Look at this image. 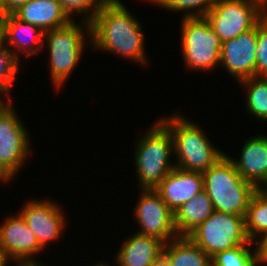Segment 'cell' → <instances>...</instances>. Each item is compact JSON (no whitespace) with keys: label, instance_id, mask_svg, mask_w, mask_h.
<instances>
[{"label":"cell","instance_id":"obj_35","mask_svg":"<svg viewBox=\"0 0 267 266\" xmlns=\"http://www.w3.org/2000/svg\"><path fill=\"white\" fill-rule=\"evenodd\" d=\"M5 13L3 11L2 5H1V0H0V20H5Z\"/></svg>","mask_w":267,"mask_h":266},{"label":"cell","instance_id":"obj_11","mask_svg":"<svg viewBox=\"0 0 267 266\" xmlns=\"http://www.w3.org/2000/svg\"><path fill=\"white\" fill-rule=\"evenodd\" d=\"M18 213L26 221L44 251L50 242L54 243L64 233L66 215L56 200H28Z\"/></svg>","mask_w":267,"mask_h":266},{"label":"cell","instance_id":"obj_28","mask_svg":"<svg viewBox=\"0 0 267 266\" xmlns=\"http://www.w3.org/2000/svg\"><path fill=\"white\" fill-rule=\"evenodd\" d=\"M149 266H173L170 256V241L165 243L163 249Z\"/></svg>","mask_w":267,"mask_h":266},{"label":"cell","instance_id":"obj_22","mask_svg":"<svg viewBox=\"0 0 267 266\" xmlns=\"http://www.w3.org/2000/svg\"><path fill=\"white\" fill-rule=\"evenodd\" d=\"M246 91V111L261 121H267V77L253 76L238 82Z\"/></svg>","mask_w":267,"mask_h":266},{"label":"cell","instance_id":"obj_26","mask_svg":"<svg viewBox=\"0 0 267 266\" xmlns=\"http://www.w3.org/2000/svg\"><path fill=\"white\" fill-rule=\"evenodd\" d=\"M61 9L71 21H75V15L83 14L81 21L91 23L101 10L104 3L101 0H57ZM75 14V15H74ZM81 14V15H80Z\"/></svg>","mask_w":267,"mask_h":266},{"label":"cell","instance_id":"obj_6","mask_svg":"<svg viewBox=\"0 0 267 266\" xmlns=\"http://www.w3.org/2000/svg\"><path fill=\"white\" fill-rule=\"evenodd\" d=\"M180 36L183 62L188 70L207 72L220 66L222 41L204 17H182Z\"/></svg>","mask_w":267,"mask_h":266},{"label":"cell","instance_id":"obj_3","mask_svg":"<svg viewBox=\"0 0 267 266\" xmlns=\"http://www.w3.org/2000/svg\"><path fill=\"white\" fill-rule=\"evenodd\" d=\"M134 162L140 189H155L174 168L173 139L169 129L155 121L135 142ZM173 162V163H172Z\"/></svg>","mask_w":267,"mask_h":266},{"label":"cell","instance_id":"obj_13","mask_svg":"<svg viewBox=\"0 0 267 266\" xmlns=\"http://www.w3.org/2000/svg\"><path fill=\"white\" fill-rule=\"evenodd\" d=\"M0 247L12 262H37L36 255L44 253L19 213L9 214L3 223H0Z\"/></svg>","mask_w":267,"mask_h":266},{"label":"cell","instance_id":"obj_12","mask_svg":"<svg viewBox=\"0 0 267 266\" xmlns=\"http://www.w3.org/2000/svg\"><path fill=\"white\" fill-rule=\"evenodd\" d=\"M257 34L258 24L237 38L222 42L220 67L237 82L257 76Z\"/></svg>","mask_w":267,"mask_h":266},{"label":"cell","instance_id":"obj_24","mask_svg":"<svg viewBox=\"0 0 267 266\" xmlns=\"http://www.w3.org/2000/svg\"><path fill=\"white\" fill-rule=\"evenodd\" d=\"M21 61L10 51L8 47L0 51V100L11 102V91L16 80ZM7 96V97H6ZM5 97V98H2ZM10 97V98H9Z\"/></svg>","mask_w":267,"mask_h":266},{"label":"cell","instance_id":"obj_25","mask_svg":"<svg viewBox=\"0 0 267 266\" xmlns=\"http://www.w3.org/2000/svg\"><path fill=\"white\" fill-rule=\"evenodd\" d=\"M160 8L183 12L182 17H203L217 0H144Z\"/></svg>","mask_w":267,"mask_h":266},{"label":"cell","instance_id":"obj_1","mask_svg":"<svg viewBox=\"0 0 267 266\" xmlns=\"http://www.w3.org/2000/svg\"><path fill=\"white\" fill-rule=\"evenodd\" d=\"M93 50L117 54L135 64L147 67L145 35L141 22L124 3L104 4L90 23Z\"/></svg>","mask_w":267,"mask_h":266},{"label":"cell","instance_id":"obj_36","mask_svg":"<svg viewBox=\"0 0 267 266\" xmlns=\"http://www.w3.org/2000/svg\"><path fill=\"white\" fill-rule=\"evenodd\" d=\"M90 266V265H89ZM91 266H111L110 264H107V262L105 263V261L104 262H96L95 264H92Z\"/></svg>","mask_w":267,"mask_h":266},{"label":"cell","instance_id":"obj_33","mask_svg":"<svg viewBox=\"0 0 267 266\" xmlns=\"http://www.w3.org/2000/svg\"><path fill=\"white\" fill-rule=\"evenodd\" d=\"M15 266H46V264L37 262H14Z\"/></svg>","mask_w":267,"mask_h":266},{"label":"cell","instance_id":"obj_20","mask_svg":"<svg viewBox=\"0 0 267 266\" xmlns=\"http://www.w3.org/2000/svg\"><path fill=\"white\" fill-rule=\"evenodd\" d=\"M245 231L251 242L267 234V192L258 189L249 202L245 217Z\"/></svg>","mask_w":267,"mask_h":266},{"label":"cell","instance_id":"obj_27","mask_svg":"<svg viewBox=\"0 0 267 266\" xmlns=\"http://www.w3.org/2000/svg\"><path fill=\"white\" fill-rule=\"evenodd\" d=\"M256 61L257 76L267 77V15L258 23Z\"/></svg>","mask_w":267,"mask_h":266},{"label":"cell","instance_id":"obj_4","mask_svg":"<svg viewBox=\"0 0 267 266\" xmlns=\"http://www.w3.org/2000/svg\"><path fill=\"white\" fill-rule=\"evenodd\" d=\"M202 174L204 190L214 210L245 217L251 197L258 189L241 177L228 154Z\"/></svg>","mask_w":267,"mask_h":266},{"label":"cell","instance_id":"obj_34","mask_svg":"<svg viewBox=\"0 0 267 266\" xmlns=\"http://www.w3.org/2000/svg\"><path fill=\"white\" fill-rule=\"evenodd\" d=\"M104 4L123 3L121 0H101Z\"/></svg>","mask_w":267,"mask_h":266},{"label":"cell","instance_id":"obj_21","mask_svg":"<svg viewBox=\"0 0 267 266\" xmlns=\"http://www.w3.org/2000/svg\"><path fill=\"white\" fill-rule=\"evenodd\" d=\"M173 266H212L211 257L188 236H177L170 241Z\"/></svg>","mask_w":267,"mask_h":266},{"label":"cell","instance_id":"obj_32","mask_svg":"<svg viewBox=\"0 0 267 266\" xmlns=\"http://www.w3.org/2000/svg\"><path fill=\"white\" fill-rule=\"evenodd\" d=\"M8 263H13L5 251H3L0 247V266H8Z\"/></svg>","mask_w":267,"mask_h":266},{"label":"cell","instance_id":"obj_2","mask_svg":"<svg viewBox=\"0 0 267 266\" xmlns=\"http://www.w3.org/2000/svg\"><path fill=\"white\" fill-rule=\"evenodd\" d=\"M159 120L171 133L176 168L203 173L225 155L197 123L179 112L162 115Z\"/></svg>","mask_w":267,"mask_h":266},{"label":"cell","instance_id":"obj_30","mask_svg":"<svg viewBox=\"0 0 267 266\" xmlns=\"http://www.w3.org/2000/svg\"><path fill=\"white\" fill-rule=\"evenodd\" d=\"M255 245L254 247L256 248L258 254L259 264H267V234L258 239L255 242Z\"/></svg>","mask_w":267,"mask_h":266},{"label":"cell","instance_id":"obj_31","mask_svg":"<svg viewBox=\"0 0 267 266\" xmlns=\"http://www.w3.org/2000/svg\"><path fill=\"white\" fill-rule=\"evenodd\" d=\"M6 48V26L5 20H0V51Z\"/></svg>","mask_w":267,"mask_h":266},{"label":"cell","instance_id":"obj_19","mask_svg":"<svg viewBox=\"0 0 267 266\" xmlns=\"http://www.w3.org/2000/svg\"><path fill=\"white\" fill-rule=\"evenodd\" d=\"M214 212V208L205 190L185 202L174 213V225L178 236H187L197 226L206 221Z\"/></svg>","mask_w":267,"mask_h":266},{"label":"cell","instance_id":"obj_16","mask_svg":"<svg viewBox=\"0 0 267 266\" xmlns=\"http://www.w3.org/2000/svg\"><path fill=\"white\" fill-rule=\"evenodd\" d=\"M6 47L21 61L25 56H38L43 50L45 32L34 24L23 22L14 15L5 16ZM23 55L22 57H20ZM25 55V56H24Z\"/></svg>","mask_w":267,"mask_h":266},{"label":"cell","instance_id":"obj_37","mask_svg":"<svg viewBox=\"0 0 267 266\" xmlns=\"http://www.w3.org/2000/svg\"><path fill=\"white\" fill-rule=\"evenodd\" d=\"M258 1L262 6H264L267 9V0H255Z\"/></svg>","mask_w":267,"mask_h":266},{"label":"cell","instance_id":"obj_14","mask_svg":"<svg viewBox=\"0 0 267 266\" xmlns=\"http://www.w3.org/2000/svg\"><path fill=\"white\" fill-rule=\"evenodd\" d=\"M155 190L175 213L185 202L204 190L203 174L175 167Z\"/></svg>","mask_w":267,"mask_h":266},{"label":"cell","instance_id":"obj_8","mask_svg":"<svg viewBox=\"0 0 267 266\" xmlns=\"http://www.w3.org/2000/svg\"><path fill=\"white\" fill-rule=\"evenodd\" d=\"M187 236L210 257L241 245L255 244L246 235L244 216L216 210Z\"/></svg>","mask_w":267,"mask_h":266},{"label":"cell","instance_id":"obj_18","mask_svg":"<svg viewBox=\"0 0 267 266\" xmlns=\"http://www.w3.org/2000/svg\"><path fill=\"white\" fill-rule=\"evenodd\" d=\"M164 245L165 242L159 238L135 232L118 249L115 266H149Z\"/></svg>","mask_w":267,"mask_h":266},{"label":"cell","instance_id":"obj_29","mask_svg":"<svg viewBox=\"0 0 267 266\" xmlns=\"http://www.w3.org/2000/svg\"><path fill=\"white\" fill-rule=\"evenodd\" d=\"M29 1L30 0H1V5L5 15H13L22 5Z\"/></svg>","mask_w":267,"mask_h":266},{"label":"cell","instance_id":"obj_17","mask_svg":"<svg viewBox=\"0 0 267 266\" xmlns=\"http://www.w3.org/2000/svg\"><path fill=\"white\" fill-rule=\"evenodd\" d=\"M13 15L44 32L65 27L71 22L57 0H30Z\"/></svg>","mask_w":267,"mask_h":266},{"label":"cell","instance_id":"obj_5","mask_svg":"<svg viewBox=\"0 0 267 266\" xmlns=\"http://www.w3.org/2000/svg\"><path fill=\"white\" fill-rule=\"evenodd\" d=\"M76 22L71 21L65 27L45 31L44 34L43 48L47 47L49 52V75L57 90L64 86L76 70L85 46L91 43L90 23L80 20V24Z\"/></svg>","mask_w":267,"mask_h":266},{"label":"cell","instance_id":"obj_9","mask_svg":"<svg viewBox=\"0 0 267 266\" xmlns=\"http://www.w3.org/2000/svg\"><path fill=\"white\" fill-rule=\"evenodd\" d=\"M266 15L267 9L255 0H217L203 17L225 42L254 28Z\"/></svg>","mask_w":267,"mask_h":266},{"label":"cell","instance_id":"obj_7","mask_svg":"<svg viewBox=\"0 0 267 266\" xmlns=\"http://www.w3.org/2000/svg\"><path fill=\"white\" fill-rule=\"evenodd\" d=\"M12 102L0 103V181L11 182L24 167L31 152L26 125Z\"/></svg>","mask_w":267,"mask_h":266},{"label":"cell","instance_id":"obj_23","mask_svg":"<svg viewBox=\"0 0 267 266\" xmlns=\"http://www.w3.org/2000/svg\"><path fill=\"white\" fill-rule=\"evenodd\" d=\"M241 245L216 253L211 257L212 266H260L256 248Z\"/></svg>","mask_w":267,"mask_h":266},{"label":"cell","instance_id":"obj_15","mask_svg":"<svg viewBox=\"0 0 267 266\" xmlns=\"http://www.w3.org/2000/svg\"><path fill=\"white\" fill-rule=\"evenodd\" d=\"M238 160L228 156L235 169L257 189L267 186V135H256L246 139Z\"/></svg>","mask_w":267,"mask_h":266},{"label":"cell","instance_id":"obj_10","mask_svg":"<svg viewBox=\"0 0 267 266\" xmlns=\"http://www.w3.org/2000/svg\"><path fill=\"white\" fill-rule=\"evenodd\" d=\"M139 199L135 206L134 219L140 230L136 233L153 236L165 243L178 235L174 225V213L165 204L155 189H140Z\"/></svg>","mask_w":267,"mask_h":266}]
</instances>
